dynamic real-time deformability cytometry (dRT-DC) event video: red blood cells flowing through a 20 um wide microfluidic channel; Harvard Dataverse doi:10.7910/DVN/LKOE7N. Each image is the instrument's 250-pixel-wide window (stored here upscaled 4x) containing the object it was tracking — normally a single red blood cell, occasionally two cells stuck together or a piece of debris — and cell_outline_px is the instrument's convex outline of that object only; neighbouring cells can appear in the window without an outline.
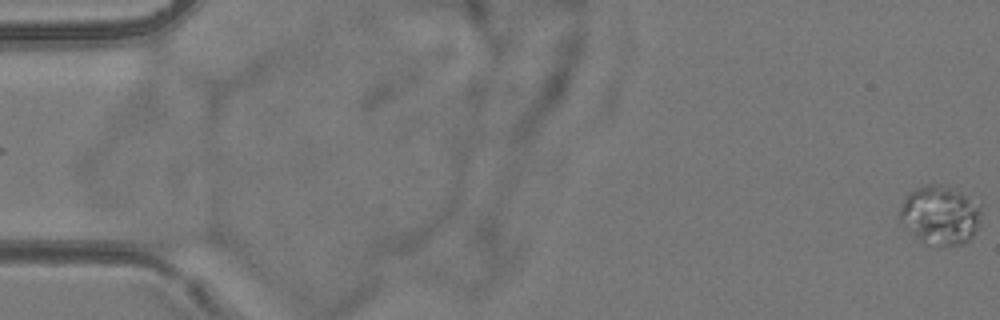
{"species": "common noctule bat (a hibernating species)", "species_latin": "Nyctalus noctula", "temperature_condition": "room temperature", "stored_images_in_passage": 5, "camera_frame_rate_fps": 3000, "um_per_image_px": 0.085, "animal": {"sex": "female", "body_mass_g": 24.6, "forearm_length_mm": 56.2}, "frame": {"image": 1, "passage_image": 5, "time_ms": 4.667, "image_size_px": [1000, 320], "cell_outline_px": [[980, 224], [972, 236], [964, 244], [944, 248], [940, 248], [924, 244], [912, 232], [900, 216], [900, 208], [908, 192], [924, 184], [948, 184], [980, 204]], "centroid_in_image_um": [79.95, 18.29], "position_along_channel_um": 5.0, "area_um2": 28.32}}